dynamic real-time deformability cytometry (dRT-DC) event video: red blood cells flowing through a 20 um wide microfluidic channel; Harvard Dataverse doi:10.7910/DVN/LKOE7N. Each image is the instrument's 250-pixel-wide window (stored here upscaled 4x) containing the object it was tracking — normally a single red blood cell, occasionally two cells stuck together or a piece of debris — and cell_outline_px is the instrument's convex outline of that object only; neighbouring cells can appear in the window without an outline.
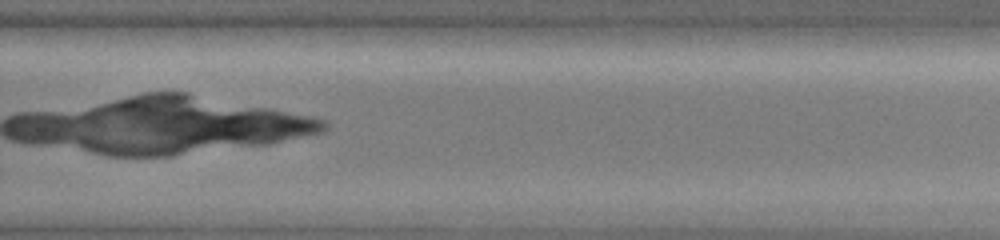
{"species": "common noctule bat (a hibernating species)", "species_latin": "Nyctalus noctula", "temperature_condition": "warm", "stored_images_in_passage": 26, "camera_frame_rate_fps": 3000, "um_per_image_px": 0.085, "animal": {"sex": "female", "body_mass_g": 19.0, "forearm_length_mm": 51.5}, "frame": {"image": 1, "passage_image": 26, "time_ms": 11.0, "image_size_px": [1000, 240], "cell_outline_px": [[916, 48], [716, 48], [696, 44], [696, 40], [704, 32], [732, 24], [832, 24], [916, 32]], "centroid_in_image_um": [68.46, 3.14], "position_along_channel_um": 261.3, "area_um2": 33.93}}